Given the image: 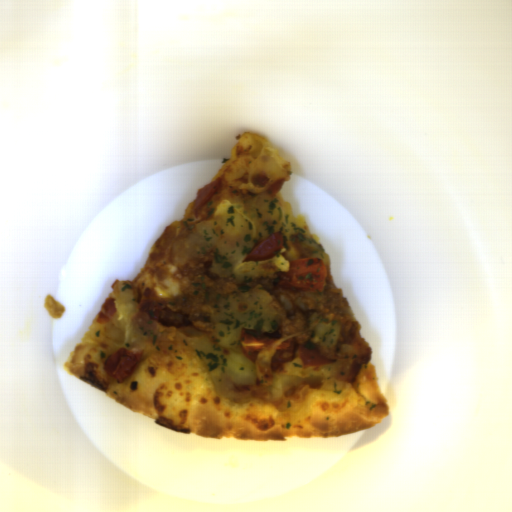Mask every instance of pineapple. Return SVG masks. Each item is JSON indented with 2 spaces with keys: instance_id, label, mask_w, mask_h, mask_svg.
<instances>
[{
  "instance_id": "pineapple-1",
  "label": "pineapple",
  "mask_w": 512,
  "mask_h": 512,
  "mask_svg": "<svg viewBox=\"0 0 512 512\" xmlns=\"http://www.w3.org/2000/svg\"><path fill=\"white\" fill-rule=\"evenodd\" d=\"M277 232L284 237L277 255L243 262L262 240ZM212 248L215 253L210 270L220 278H234L236 283L255 278L277 280L278 272H290L291 261L297 259L319 258L325 269L329 267L326 250L306 226L282 202L267 195L258 194L239 204L223 201L189 237L173 244L170 257L182 268Z\"/></svg>"
},
{
  "instance_id": "pineapple-2",
  "label": "pineapple",
  "mask_w": 512,
  "mask_h": 512,
  "mask_svg": "<svg viewBox=\"0 0 512 512\" xmlns=\"http://www.w3.org/2000/svg\"><path fill=\"white\" fill-rule=\"evenodd\" d=\"M272 296L262 284L248 292L229 296L212 290L203 304L213 307L211 332L202 333L192 325L178 327L176 333L200 357L214 387L215 395L232 405L250 403L249 391L234 392L236 384H253L258 374L257 362L242 351V331L271 333L278 321Z\"/></svg>"
},
{
  "instance_id": "pineapple-3",
  "label": "pineapple",
  "mask_w": 512,
  "mask_h": 512,
  "mask_svg": "<svg viewBox=\"0 0 512 512\" xmlns=\"http://www.w3.org/2000/svg\"><path fill=\"white\" fill-rule=\"evenodd\" d=\"M110 295L115 298L113 316L105 323L93 321L84 337L89 345L88 358L91 363L107 362L120 348L140 352L148 341V335L142 333L135 322L141 310L133 300L130 280L117 282Z\"/></svg>"
}]
</instances>
